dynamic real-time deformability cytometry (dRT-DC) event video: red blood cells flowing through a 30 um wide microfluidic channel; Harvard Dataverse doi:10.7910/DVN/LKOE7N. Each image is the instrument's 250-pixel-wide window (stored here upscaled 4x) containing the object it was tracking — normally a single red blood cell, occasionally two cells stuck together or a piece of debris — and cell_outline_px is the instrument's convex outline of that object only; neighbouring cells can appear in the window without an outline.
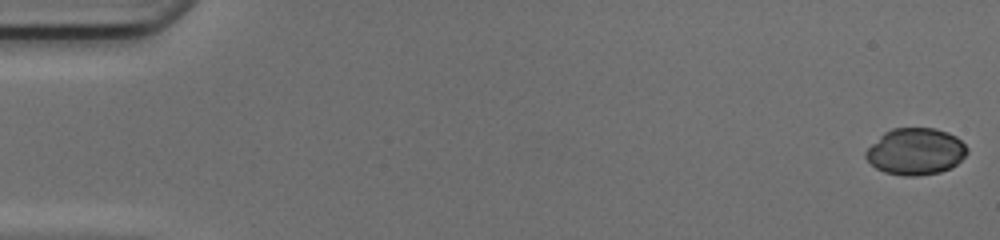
{"species": "common noctule bat (a hibernating species)", "species_latin": "Nyctalus noctula", "temperature_condition": "cold", "stored_images_in_passage": 50, "camera_frame_rate_fps": 3000, "um_per_image_px": 0.085, "animal": {"sex": "female", "body_mass_g": 17.0, "forearm_length_mm": 48.0}, "frame": {"image": 1, "passage_image": 1, "time_ms": 0.0, "image_size_px": [1000, 240], "cell_outline_px": [[968, 152], [956, 164], [940, 172], [916, 176], [904, 176], [884, 172], [876, 168], [864, 156], [864, 152], [884, 132], [892, 128], [936, 128], [948, 132], [956, 136], [968, 148]], "centroid_in_image_um": [77.82, 12.87], "position_along_channel_um": 7.2, "area_um2": 27.51}}
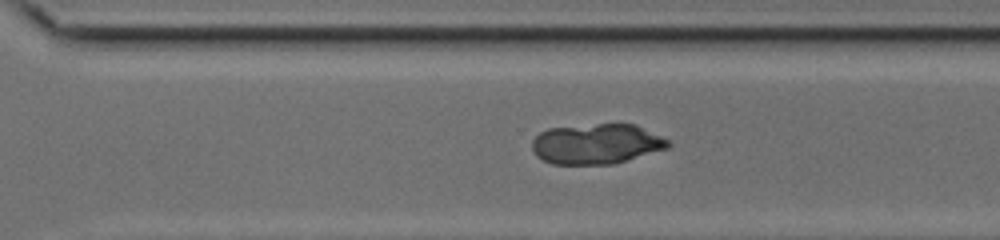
{"frame": {"image": 2, "passage_image": 35, "time_ms": 11.333, "image_size_px": [1000, 240], "cell_outline_px": [[672, 144], [668, 148], [616, 164], [552, 164], [536, 156], [532, 148], [532, 140], [540, 132], [548, 128], [600, 124], [636, 124], [668, 140]], "centroid_in_image_um": [50.71, 12.24], "position_along_channel_um": 319.9, "area_um2": 31.96}}
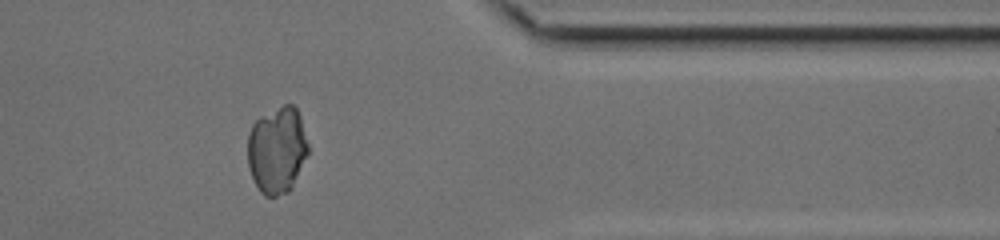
{"frame": {"image": 3, "passage_image": 41, "time_ms": 13.333, "image_size_px": [1000, 240], "cell_outline_px": [[308, 156], [292, 188], [288, 192], [276, 196], [264, 196], [260, 192], [248, 168], [248, 132], [252, 124], [260, 116], [284, 104], [292, 104], [296, 108], [300, 116], [308, 144]], "centroid_in_image_um": [23.55, 12.76], "position_along_channel_um": 387.8, "area_um2": 30.87}}